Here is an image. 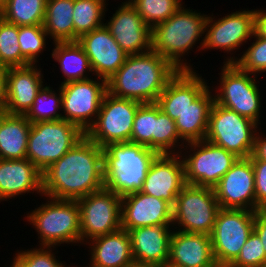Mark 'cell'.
Wrapping results in <instances>:
<instances>
[{
    "label": "cell",
    "instance_id": "obj_6",
    "mask_svg": "<svg viewBox=\"0 0 266 267\" xmlns=\"http://www.w3.org/2000/svg\"><path fill=\"white\" fill-rule=\"evenodd\" d=\"M84 136L77 125L64 119L31 123L26 158L43 173Z\"/></svg>",
    "mask_w": 266,
    "mask_h": 267
},
{
    "label": "cell",
    "instance_id": "obj_17",
    "mask_svg": "<svg viewBox=\"0 0 266 267\" xmlns=\"http://www.w3.org/2000/svg\"><path fill=\"white\" fill-rule=\"evenodd\" d=\"M77 42L89 59L93 76L106 81L128 57L105 25L83 34Z\"/></svg>",
    "mask_w": 266,
    "mask_h": 267
},
{
    "label": "cell",
    "instance_id": "obj_8",
    "mask_svg": "<svg viewBox=\"0 0 266 267\" xmlns=\"http://www.w3.org/2000/svg\"><path fill=\"white\" fill-rule=\"evenodd\" d=\"M189 150V151H188ZM180 156L188 185L213 188L238 157L207 140L186 143Z\"/></svg>",
    "mask_w": 266,
    "mask_h": 267
},
{
    "label": "cell",
    "instance_id": "obj_42",
    "mask_svg": "<svg viewBox=\"0 0 266 267\" xmlns=\"http://www.w3.org/2000/svg\"><path fill=\"white\" fill-rule=\"evenodd\" d=\"M255 178L256 211L266 207V161L251 160Z\"/></svg>",
    "mask_w": 266,
    "mask_h": 267
},
{
    "label": "cell",
    "instance_id": "obj_15",
    "mask_svg": "<svg viewBox=\"0 0 266 267\" xmlns=\"http://www.w3.org/2000/svg\"><path fill=\"white\" fill-rule=\"evenodd\" d=\"M81 244L121 228V197L103 188L77 200Z\"/></svg>",
    "mask_w": 266,
    "mask_h": 267
},
{
    "label": "cell",
    "instance_id": "obj_14",
    "mask_svg": "<svg viewBox=\"0 0 266 267\" xmlns=\"http://www.w3.org/2000/svg\"><path fill=\"white\" fill-rule=\"evenodd\" d=\"M59 87L62 94V119L77 125L86 133L95 123L107 93L106 80L95 76L60 84Z\"/></svg>",
    "mask_w": 266,
    "mask_h": 267
},
{
    "label": "cell",
    "instance_id": "obj_13",
    "mask_svg": "<svg viewBox=\"0 0 266 267\" xmlns=\"http://www.w3.org/2000/svg\"><path fill=\"white\" fill-rule=\"evenodd\" d=\"M143 103L105 94L95 123L85 135L101 148L130 142L135 114Z\"/></svg>",
    "mask_w": 266,
    "mask_h": 267
},
{
    "label": "cell",
    "instance_id": "obj_1",
    "mask_svg": "<svg viewBox=\"0 0 266 267\" xmlns=\"http://www.w3.org/2000/svg\"><path fill=\"white\" fill-rule=\"evenodd\" d=\"M42 174L44 197L77 201L105 188L103 148L85 135Z\"/></svg>",
    "mask_w": 266,
    "mask_h": 267
},
{
    "label": "cell",
    "instance_id": "obj_47",
    "mask_svg": "<svg viewBox=\"0 0 266 267\" xmlns=\"http://www.w3.org/2000/svg\"><path fill=\"white\" fill-rule=\"evenodd\" d=\"M10 267H26V265L14 254Z\"/></svg>",
    "mask_w": 266,
    "mask_h": 267
},
{
    "label": "cell",
    "instance_id": "obj_30",
    "mask_svg": "<svg viewBox=\"0 0 266 267\" xmlns=\"http://www.w3.org/2000/svg\"><path fill=\"white\" fill-rule=\"evenodd\" d=\"M73 8L74 0H47L43 26L52 43L74 42Z\"/></svg>",
    "mask_w": 266,
    "mask_h": 267
},
{
    "label": "cell",
    "instance_id": "obj_35",
    "mask_svg": "<svg viewBox=\"0 0 266 267\" xmlns=\"http://www.w3.org/2000/svg\"><path fill=\"white\" fill-rule=\"evenodd\" d=\"M18 35L19 26L0 17V66L11 68L30 65L21 54Z\"/></svg>",
    "mask_w": 266,
    "mask_h": 267
},
{
    "label": "cell",
    "instance_id": "obj_40",
    "mask_svg": "<svg viewBox=\"0 0 266 267\" xmlns=\"http://www.w3.org/2000/svg\"><path fill=\"white\" fill-rule=\"evenodd\" d=\"M57 246H39L25 250H17L15 255L26 265V267H61L62 262L54 251ZM54 251V252H53ZM56 255V256H55ZM58 260H57V258Z\"/></svg>",
    "mask_w": 266,
    "mask_h": 267
},
{
    "label": "cell",
    "instance_id": "obj_22",
    "mask_svg": "<svg viewBox=\"0 0 266 267\" xmlns=\"http://www.w3.org/2000/svg\"><path fill=\"white\" fill-rule=\"evenodd\" d=\"M34 192L44 198L43 174L31 161L0 159V202Z\"/></svg>",
    "mask_w": 266,
    "mask_h": 267
},
{
    "label": "cell",
    "instance_id": "obj_12",
    "mask_svg": "<svg viewBox=\"0 0 266 267\" xmlns=\"http://www.w3.org/2000/svg\"><path fill=\"white\" fill-rule=\"evenodd\" d=\"M255 14L254 9H245L231 12L218 19L208 14L205 23L204 44L202 51L208 49H221L227 53L222 63H234L238 57L234 51L240 50L245 43L251 42L254 35ZM233 55V56H232Z\"/></svg>",
    "mask_w": 266,
    "mask_h": 267
},
{
    "label": "cell",
    "instance_id": "obj_2",
    "mask_svg": "<svg viewBox=\"0 0 266 267\" xmlns=\"http://www.w3.org/2000/svg\"><path fill=\"white\" fill-rule=\"evenodd\" d=\"M178 70L157 52L128 55L125 63L106 81L107 92L118 98L156 103Z\"/></svg>",
    "mask_w": 266,
    "mask_h": 267
},
{
    "label": "cell",
    "instance_id": "obj_45",
    "mask_svg": "<svg viewBox=\"0 0 266 267\" xmlns=\"http://www.w3.org/2000/svg\"><path fill=\"white\" fill-rule=\"evenodd\" d=\"M255 27L254 33L262 38H266V9H254Z\"/></svg>",
    "mask_w": 266,
    "mask_h": 267
},
{
    "label": "cell",
    "instance_id": "obj_39",
    "mask_svg": "<svg viewBox=\"0 0 266 267\" xmlns=\"http://www.w3.org/2000/svg\"><path fill=\"white\" fill-rule=\"evenodd\" d=\"M253 42L250 43L248 49L240 52L238 59L234 64L242 71L252 75L259 76L266 73V38L252 36ZM240 55V57H239Z\"/></svg>",
    "mask_w": 266,
    "mask_h": 267
},
{
    "label": "cell",
    "instance_id": "obj_3",
    "mask_svg": "<svg viewBox=\"0 0 266 267\" xmlns=\"http://www.w3.org/2000/svg\"><path fill=\"white\" fill-rule=\"evenodd\" d=\"M201 13L186 8L184 4L166 21L151 29V50L168 60L178 71H194L193 65L184 57L193 51L195 44L196 51L202 53L208 14Z\"/></svg>",
    "mask_w": 266,
    "mask_h": 267
},
{
    "label": "cell",
    "instance_id": "obj_50",
    "mask_svg": "<svg viewBox=\"0 0 266 267\" xmlns=\"http://www.w3.org/2000/svg\"><path fill=\"white\" fill-rule=\"evenodd\" d=\"M135 0H124L123 2L121 1V4H133Z\"/></svg>",
    "mask_w": 266,
    "mask_h": 267
},
{
    "label": "cell",
    "instance_id": "obj_28",
    "mask_svg": "<svg viewBox=\"0 0 266 267\" xmlns=\"http://www.w3.org/2000/svg\"><path fill=\"white\" fill-rule=\"evenodd\" d=\"M31 122L25 115L0 111V159L26 158Z\"/></svg>",
    "mask_w": 266,
    "mask_h": 267
},
{
    "label": "cell",
    "instance_id": "obj_4",
    "mask_svg": "<svg viewBox=\"0 0 266 267\" xmlns=\"http://www.w3.org/2000/svg\"><path fill=\"white\" fill-rule=\"evenodd\" d=\"M158 155L155 150L137 143L108 144L103 148L105 188L121 198L140 191Z\"/></svg>",
    "mask_w": 266,
    "mask_h": 267
},
{
    "label": "cell",
    "instance_id": "obj_41",
    "mask_svg": "<svg viewBox=\"0 0 266 267\" xmlns=\"http://www.w3.org/2000/svg\"><path fill=\"white\" fill-rule=\"evenodd\" d=\"M258 234L253 230L241 248L237 259L229 267H260L266 262V254Z\"/></svg>",
    "mask_w": 266,
    "mask_h": 267
},
{
    "label": "cell",
    "instance_id": "obj_31",
    "mask_svg": "<svg viewBox=\"0 0 266 267\" xmlns=\"http://www.w3.org/2000/svg\"><path fill=\"white\" fill-rule=\"evenodd\" d=\"M47 0H8L0 17L17 26L43 25Z\"/></svg>",
    "mask_w": 266,
    "mask_h": 267
},
{
    "label": "cell",
    "instance_id": "obj_27",
    "mask_svg": "<svg viewBox=\"0 0 266 267\" xmlns=\"http://www.w3.org/2000/svg\"><path fill=\"white\" fill-rule=\"evenodd\" d=\"M212 92L213 89L208 87L175 120L179 137L185 144L205 139L208 129L209 113L214 102V93Z\"/></svg>",
    "mask_w": 266,
    "mask_h": 267
},
{
    "label": "cell",
    "instance_id": "obj_44",
    "mask_svg": "<svg viewBox=\"0 0 266 267\" xmlns=\"http://www.w3.org/2000/svg\"><path fill=\"white\" fill-rule=\"evenodd\" d=\"M254 231L258 234L266 254V213L263 210L255 213Z\"/></svg>",
    "mask_w": 266,
    "mask_h": 267
},
{
    "label": "cell",
    "instance_id": "obj_33",
    "mask_svg": "<svg viewBox=\"0 0 266 267\" xmlns=\"http://www.w3.org/2000/svg\"><path fill=\"white\" fill-rule=\"evenodd\" d=\"M61 106L62 94L60 87H58V90H54L50 84L46 85L45 83L39 90L35 102L25 116L31 123L38 121L61 120Z\"/></svg>",
    "mask_w": 266,
    "mask_h": 267
},
{
    "label": "cell",
    "instance_id": "obj_26",
    "mask_svg": "<svg viewBox=\"0 0 266 267\" xmlns=\"http://www.w3.org/2000/svg\"><path fill=\"white\" fill-rule=\"evenodd\" d=\"M87 244L91 267H125L134 262L130 236L125 229L96 237Z\"/></svg>",
    "mask_w": 266,
    "mask_h": 267
},
{
    "label": "cell",
    "instance_id": "obj_48",
    "mask_svg": "<svg viewBox=\"0 0 266 267\" xmlns=\"http://www.w3.org/2000/svg\"><path fill=\"white\" fill-rule=\"evenodd\" d=\"M125 267H157L154 265H148V264H142V263H137V262H132L131 264L125 266Z\"/></svg>",
    "mask_w": 266,
    "mask_h": 267
},
{
    "label": "cell",
    "instance_id": "obj_11",
    "mask_svg": "<svg viewBox=\"0 0 266 267\" xmlns=\"http://www.w3.org/2000/svg\"><path fill=\"white\" fill-rule=\"evenodd\" d=\"M256 211L220 208L212 233V251L218 267H229L254 230Z\"/></svg>",
    "mask_w": 266,
    "mask_h": 267
},
{
    "label": "cell",
    "instance_id": "obj_20",
    "mask_svg": "<svg viewBox=\"0 0 266 267\" xmlns=\"http://www.w3.org/2000/svg\"><path fill=\"white\" fill-rule=\"evenodd\" d=\"M173 206L140 191L121 198V228L172 225Z\"/></svg>",
    "mask_w": 266,
    "mask_h": 267
},
{
    "label": "cell",
    "instance_id": "obj_7",
    "mask_svg": "<svg viewBox=\"0 0 266 267\" xmlns=\"http://www.w3.org/2000/svg\"><path fill=\"white\" fill-rule=\"evenodd\" d=\"M218 86L213 87L214 101L261 125L263 107L258 76L240 70L234 63H223Z\"/></svg>",
    "mask_w": 266,
    "mask_h": 267
},
{
    "label": "cell",
    "instance_id": "obj_5",
    "mask_svg": "<svg viewBox=\"0 0 266 267\" xmlns=\"http://www.w3.org/2000/svg\"><path fill=\"white\" fill-rule=\"evenodd\" d=\"M47 198V199H46ZM45 203L36 205L25 216L38 233L40 246L81 245L80 207L76 200L45 197ZM76 243V244H75Z\"/></svg>",
    "mask_w": 266,
    "mask_h": 267
},
{
    "label": "cell",
    "instance_id": "obj_23",
    "mask_svg": "<svg viewBox=\"0 0 266 267\" xmlns=\"http://www.w3.org/2000/svg\"><path fill=\"white\" fill-rule=\"evenodd\" d=\"M196 71H178L157 99L156 104L173 120L209 87L208 80Z\"/></svg>",
    "mask_w": 266,
    "mask_h": 267
},
{
    "label": "cell",
    "instance_id": "obj_46",
    "mask_svg": "<svg viewBox=\"0 0 266 267\" xmlns=\"http://www.w3.org/2000/svg\"><path fill=\"white\" fill-rule=\"evenodd\" d=\"M6 71L7 68L0 66V111H3L6 98Z\"/></svg>",
    "mask_w": 266,
    "mask_h": 267
},
{
    "label": "cell",
    "instance_id": "obj_10",
    "mask_svg": "<svg viewBox=\"0 0 266 267\" xmlns=\"http://www.w3.org/2000/svg\"><path fill=\"white\" fill-rule=\"evenodd\" d=\"M219 209L213 188L186 184L173 206L172 227L186 233L210 235Z\"/></svg>",
    "mask_w": 266,
    "mask_h": 267
},
{
    "label": "cell",
    "instance_id": "obj_24",
    "mask_svg": "<svg viewBox=\"0 0 266 267\" xmlns=\"http://www.w3.org/2000/svg\"><path fill=\"white\" fill-rule=\"evenodd\" d=\"M172 225L144 226L128 231L134 262L159 267L169 260Z\"/></svg>",
    "mask_w": 266,
    "mask_h": 267
},
{
    "label": "cell",
    "instance_id": "obj_9",
    "mask_svg": "<svg viewBox=\"0 0 266 267\" xmlns=\"http://www.w3.org/2000/svg\"><path fill=\"white\" fill-rule=\"evenodd\" d=\"M258 127L259 125L251 119L214 101L209 113L205 140L223 147L238 158H249L252 155Z\"/></svg>",
    "mask_w": 266,
    "mask_h": 267
},
{
    "label": "cell",
    "instance_id": "obj_52",
    "mask_svg": "<svg viewBox=\"0 0 266 267\" xmlns=\"http://www.w3.org/2000/svg\"><path fill=\"white\" fill-rule=\"evenodd\" d=\"M61 267H78V266H77V265H76V266H73V265H72V266H69V265L66 266L65 263H64V264L62 263ZM79 267H80V266H79ZM82 267H84V266H82ZM86 267H91V266H90V264L88 263V266H86Z\"/></svg>",
    "mask_w": 266,
    "mask_h": 267
},
{
    "label": "cell",
    "instance_id": "obj_37",
    "mask_svg": "<svg viewBox=\"0 0 266 267\" xmlns=\"http://www.w3.org/2000/svg\"><path fill=\"white\" fill-rule=\"evenodd\" d=\"M130 142L155 150V103H143L138 108Z\"/></svg>",
    "mask_w": 266,
    "mask_h": 267
},
{
    "label": "cell",
    "instance_id": "obj_32",
    "mask_svg": "<svg viewBox=\"0 0 266 267\" xmlns=\"http://www.w3.org/2000/svg\"><path fill=\"white\" fill-rule=\"evenodd\" d=\"M107 0H74V42L85 33L104 25ZM109 1V0H108ZM104 21V22H103Z\"/></svg>",
    "mask_w": 266,
    "mask_h": 267
},
{
    "label": "cell",
    "instance_id": "obj_16",
    "mask_svg": "<svg viewBox=\"0 0 266 267\" xmlns=\"http://www.w3.org/2000/svg\"><path fill=\"white\" fill-rule=\"evenodd\" d=\"M213 189L220 208L256 211L251 159L238 158Z\"/></svg>",
    "mask_w": 266,
    "mask_h": 267
},
{
    "label": "cell",
    "instance_id": "obj_25",
    "mask_svg": "<svg viewBox=\"0 0 266 267\" xmlns=\"http://www.w3.org/2000/svg\"><path fill=\"white\" fill-rule=\"evenodd\" d=\"M168 261L181 267H218L210 235L204 233L173 230Z\"/></svg>",
    "mask_w": 266,
    "mask_h": 267
},
{
    "label": "cell",
    "instance_id": "obj_53",
    "mask_svg": "<svg viewBox=\"0 0 266 267\" xmlns=\"http://www.w3.org/2000/svg\"><path fill=\"white\" fill-rule=\"evenodd\" d=\"M260 267H266V262H264Z\"/></svg>",
    "mask_w": 266,
    "mask_h": 267
},
{
    "label": "cell",
    "instance_id": "obj_21",
    "mask_svg": "<svg viewBox=\"0 0 266 267\" xmlns=\"http://www.w3.org/2000/svg\"><path fill=\"white\" fill-rule=\"evenodd\" d=\"M38 65L7 68L5 113L25 115L29 111L45 83Z\"/></svg>",
    "mask_w": 266,
    "mask_h": 267
},
{
    "label": "cell",
    "instance_id": "obj_18",
    "mask_svg": "<svg viewBox=\"0 0 266 267\" xmlns=\"http://www.w3.org/2000/svg\"><path fill=\"white\" fill-rule=\"evenodd\" d=\"M104 23L122 50L128 55L151 50V29L133 4H121Z\"/></svg>",
    "mask_w": 266,
    "mask_h": 267
},
{
    "label": "cell",
    "instance_id": "obj_19",
    "mask_svg": "<svg viewBox=\"0 0 266 267\" xmlns=\"http://www.w3.org/2000/svg\"><path fill=\"white\" fill-rule=\"evenodd\" d=\"M186 185L180 154H159L153 161L140 192L175 205L176 197Z\"/></svg>",
    "mask_w": 266,
    "mask_h": 267
},
{
    "label": "cell",
    "instance_id": "obj_51",
    "mask_svg": "<svg viewBox=\"0 0 266 267\" xmlns=\"http://www.w3.org/2000/svg\"><path fill=\"white\" fill-rule=\"evenodd\" d=\"M8 0H0V10L4 7Z\"/></svg>",
    "mask_w": 266,
    "mask_h": 267
},
{
    "label": "cell",
    "instance_id": "obj_49",
    "mask_svg": "<svg viewBox=\"0 0 266 267\" xmlns=\"http://www.w3.org/2000/svg\"><path fill=\"white\" fill-rule=\"evenodd\" d=\"M159 267H181V266L174 265L171 262L167 261L166 263H164L163 265H160Z\"/></svg>",
    "mask_w": 266,
    "mask_h": 267
},
{
    "label": "cell",
    "instance_id": "obj_29",
    "mask_svg": "<svg viewBox=\"0 0 266 267\" xmlns=\"http://www.w3.org/2000/svg\"><path fill=\"white\" fill-rule=\"evenodd\" d=\"M53 46L50 55L55 62H58L60 65L58 68H61L64 75L61 84L92 78L89 59L78 42H55Z\"/></svg>",
    "mask_w": 266,
    "mask_h": 267
},
{
    "label": "cell",
    "instance_id": "obj_36",
    "mask_svg": "<svg viewBox=\"0 0 266 267\" xmlns=\"http://www.w3.org/2000/svg\"><path fill=\"white\" fill-rule=\"evenodd\" d=\"M48 38L43 25L19 26L18 41L22 56L30 64L39 63L40 55L46 51Z\"/></svg>",
    "mask_w": 266,
    "mask_h": 267
},
{
    "label": "cell",
    "instance_id": "obj_34",
    "mask_svg": "<svg viewBox=\"0 0 266 267\" xmlns=\"http://www.w3.org/2000/svg\"><path fill=\"white\" fill-rule=\"evenodd\" d=\"M184 146L185 143L179 137L175 120L165 114L155 103V151L159 154H180Z\"/></svg>",
    "mask_w": 266,
    "mask_h": 267
},
{
    "label": "cell",
    "instance_id": "obj_43",
    "mask_svg": "<svg viewBox=\"0 0 266 267\" xmlns=\"http://www.w3.org/2000/svg\"><path fill=\"white\" fill-rule=\"evenodd\" d=\"M261 126L258 127L255 139L252 155L249 157L251 160H265L266 161V134H262Z\"/></svg>",
    "mask_w": 266,
    "mask_h": 267
},
{
    "label": "cell",
    "instance_id": "obj_38",
    "mask_svg": "<svg viewBox=\"0 0 266 267\" xmlns=\"http://www.w3.org/2000/svg\"><path fill=\"white\" fill-rule=\"evenodd\" d=\"M183 4L182 0H135L133 3L150 29L166 21Z\"/></svg>",
    "mask_w": 266,
    "mask_h": 267
}]
</instances>
